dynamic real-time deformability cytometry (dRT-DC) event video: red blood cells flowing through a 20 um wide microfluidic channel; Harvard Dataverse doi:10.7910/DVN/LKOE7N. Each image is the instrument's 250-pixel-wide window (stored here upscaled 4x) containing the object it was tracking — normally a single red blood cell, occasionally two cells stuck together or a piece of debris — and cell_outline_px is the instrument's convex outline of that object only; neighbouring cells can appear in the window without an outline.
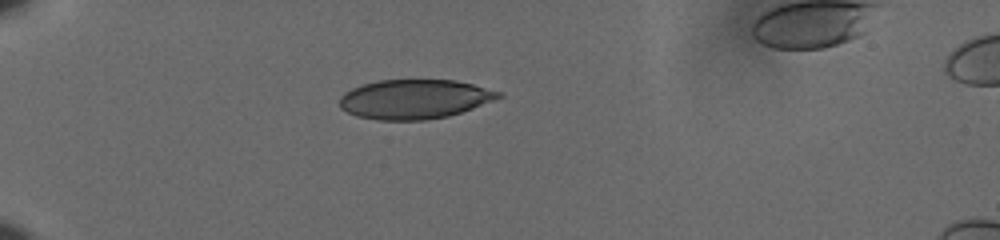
{"species": "human", "species_latin": "Homo sapiens", "temperature_condition": "cold", "stored_images_in_passage": 41, "camera_frame_rate_fps": 3000, "um_per_image_px": 0.085, "donor": {"sex": "male"}, "frame": {"image": 1, "passage_image": 1, "time_ms": 0.0, "image_size_px": [1000, 240], "cell_outline_px": [[504, 96], [472, 108], [448, 116], [424, 120], [376, 120], [356, 116], [340, 108], [340, 96], [344, 92], [352, 88], [376, 80], [456, 80], [504, 92]], "centroid_in_image_um": [35.23, 8.42], "position_along_channel_um": 49.8, "area_um2": 36.53}}
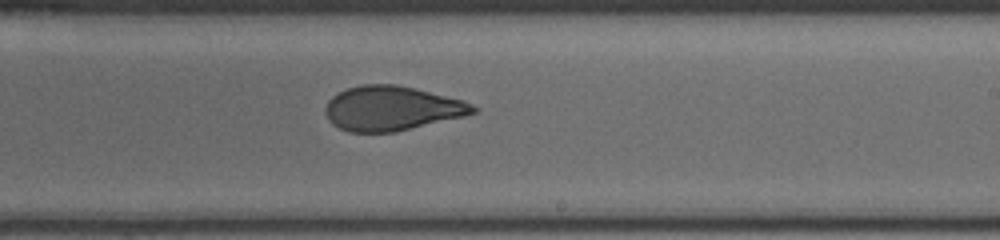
{"frame": {"image": 2, "passage_image": 21, "time_ms": 6.667, "image_size_px": [1000, 240], "cell_outline_px": [[480, 108], [476, 112], [464, 116], [396, 132], [348, 132], [332, 124], [328, 120], [324, 108], [328, 100], [332, 96], [348, 88], [364, 84], [396, 84], [464, 100]], "centroid_in_image_um": [33.3, 9.22], "position_along_channel_um": 255.7, "area_um2": 38.32}}
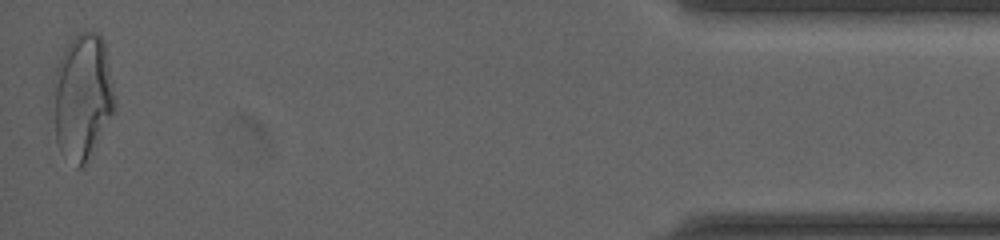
{"frame": {"image": 3, "passage_image": 41, "time_ms": 13.333, "image_size_px": [1000, 240], "cell_outline_px": [[116, 104], [112, 112], [84, 164], [80, 168], [76, 168], [60, 152], [56, 144], [48, 104], [48, 100], [56, 68], [64, 48], [76, 32], [96, 32], [104, 40], [116, 100]], "centroid_in_image_um": [6.9, 8.2], "position_along_channel_um": 428.3, "area_um2": 46.18}, "authors_computed_cell_mechanics": {"area_um2": 39.015, "velocity_mm_per_s": 3.6333, "shape_relaxation_time_tau1_ms": 6.3729, "shape_relaxation_time_tau2_ms": 1.2164, "deformation_change_tau1": 0.1965, "deformation_change_tau2": 0.0802}}